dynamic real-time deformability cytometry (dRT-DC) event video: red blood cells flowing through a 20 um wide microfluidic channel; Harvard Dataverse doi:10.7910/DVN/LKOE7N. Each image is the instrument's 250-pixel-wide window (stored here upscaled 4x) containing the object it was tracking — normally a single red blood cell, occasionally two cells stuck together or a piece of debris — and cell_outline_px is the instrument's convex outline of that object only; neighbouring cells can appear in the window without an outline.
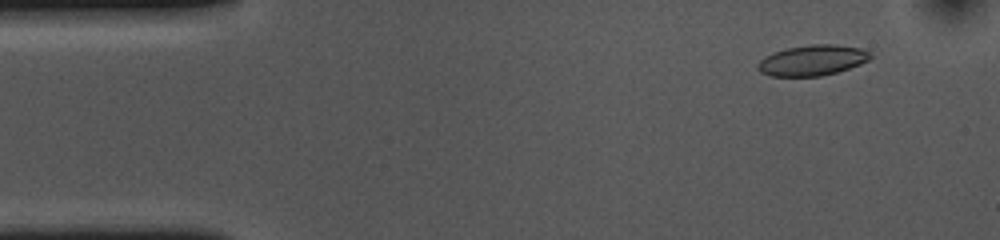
{"species": "common noctule bat (a hibernating species)", "species_latin": "Nyctalus noctula", "temperature_condition": "cold", "stored_images_in_passage": 54, "camera_frame_rate_fps": 3000, "um_per_image_px": 0.085, "animal": {"sex": "female", "body_mass_g": 10.0, "forearm_length_mm": 53.1}, "frame": {"image": 1, "passage_image": 5, "time_ms": 1.333, "image_size_px": [1000, 240], "cell_outline_px": [[872, 56], [868, 60], [860, 64], [836, 72], [820, 76], [772, 76], [760, 72], [756, 68], [756, 64], [764, 56], [788, 48], [808, 44], [836, 44], [864, 48], [872, 52]], "centroid_in_image_um": [69.07, 5.11], "position_along_channel_um": 15.9, "area_um2": 20.17}}
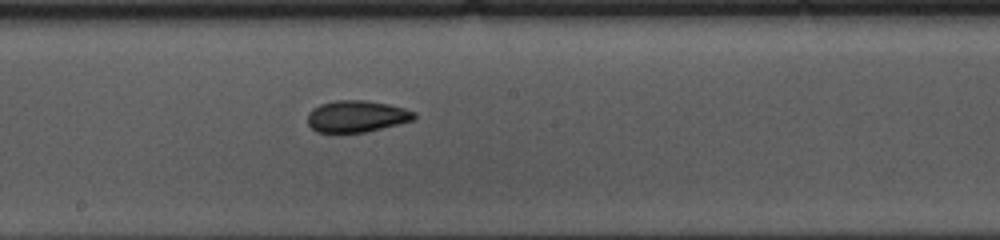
{"frame": {"image": 2, "passage_image": 28, "time_ms": 9.0, "image_size_px": [1000, 240], "cell_outline_px": [[416, 116], [412, 120], [364, 132], [336, 136], [316, 132], [308, 124], [308, 112], [312, 108], [320, 104], [336, 100], [364, 100], [388, 104], [404, 108], [416, 112]], "centroid_in_image_um": [30.23, 9.92], "position_along_channel_um": 218.0, "area_um2": 20.17}}
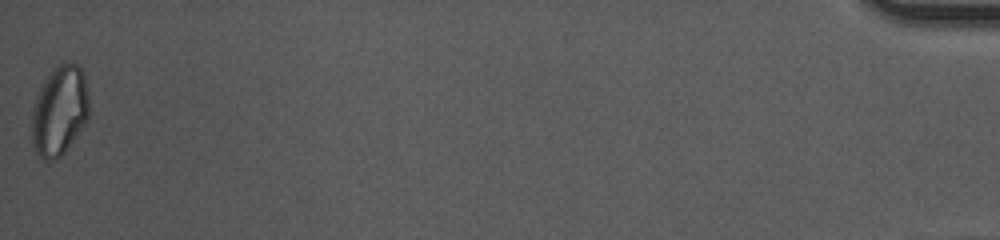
{"frame": {"image": 3, "passage_image": 54, "time_ms": 17.667, "image_size_px": [1000, 240], "cell_outline_px": [[88, 120], [64, 152], [56, 160], [44, 160], [36, 152], [32, 144], [32, 112], [40, 88], [44, 80], [64, 60], [76, 64], [84, 72], [88, 92]], "centroid_in_image_um": [5.07, 9.42], "position_along_channel_um": 430.1, "area_um2": 29.77}, "authors_computed_cell_mechanics": {"area_um2": 20.3456, "velocity_mm_per_s": 3.6426, "shape_relaxation_time_tau1_ms": null, "shape_relaxation_time_tau2_ms": 2.9412, "deformation_change_tau1": null, "deformation_change_tau2": 0.0776}}